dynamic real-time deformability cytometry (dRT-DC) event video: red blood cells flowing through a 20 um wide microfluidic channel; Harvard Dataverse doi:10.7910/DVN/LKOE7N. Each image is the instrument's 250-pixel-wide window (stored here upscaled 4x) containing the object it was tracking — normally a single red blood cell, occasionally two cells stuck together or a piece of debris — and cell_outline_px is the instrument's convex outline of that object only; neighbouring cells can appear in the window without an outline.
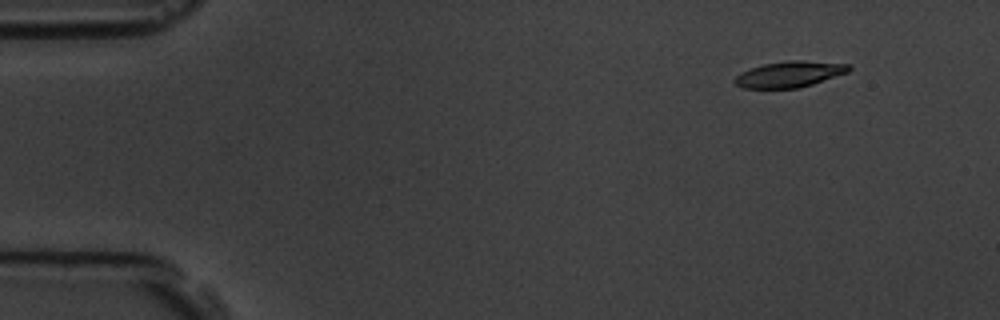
{"species": "common noctule bat (a hibernating species)", "species_latin": "Nyctalus noctula", "temperature_condition": "room temperature", "stored_images_in_passage": 4, "camera_frame_rate_fps": 3000, "um_per_image_px": 0.085, "animal": {"sex": "male", "body_mass_g": 19.5, "forearm_length_mm": 54.6}, "frame": {"image": 1, "passage_image": 1, "time_ms": 0.0, "image_size_px": [1000, 320], "cell_outline_px": [[852, 68], [848, 72], [800, 88], [744, 88], [736, 84], [732, 80], [740, 72], [764, 64], [788, 60], [804, 60], [852, 64]], "centroid_in_image_um": [67.13, 6.3], "position_along_channel_um": 17.9, "area_um2": 17.34}}
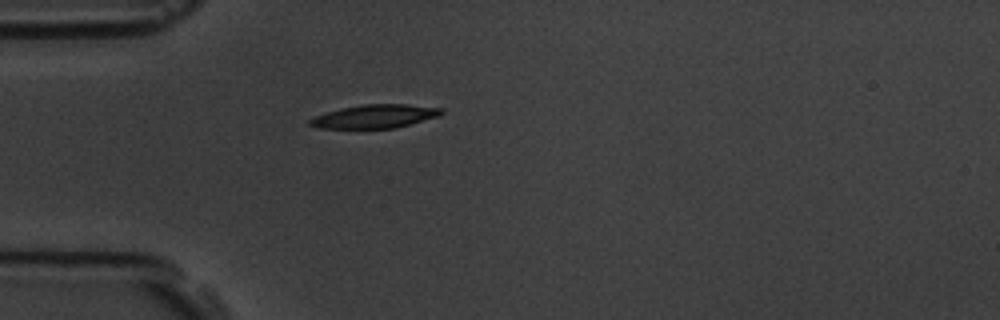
{"frame": {"image": 2, "passage_image": 4, "time_ms": 3.333, "image_size_px": [1000, 320], "cell_outline_px": [[444, 112], [440, 116], [392, 128], [316, 128], [308, 124], [308, 120], [316, 116], [328, 112], [344, 108], [364, 104], [408, 104], [444, 108]], "centroid_in_image_um": [31.9, 9.88], "position_along_channel_um": 53.1, "area_um2": 17.8}}